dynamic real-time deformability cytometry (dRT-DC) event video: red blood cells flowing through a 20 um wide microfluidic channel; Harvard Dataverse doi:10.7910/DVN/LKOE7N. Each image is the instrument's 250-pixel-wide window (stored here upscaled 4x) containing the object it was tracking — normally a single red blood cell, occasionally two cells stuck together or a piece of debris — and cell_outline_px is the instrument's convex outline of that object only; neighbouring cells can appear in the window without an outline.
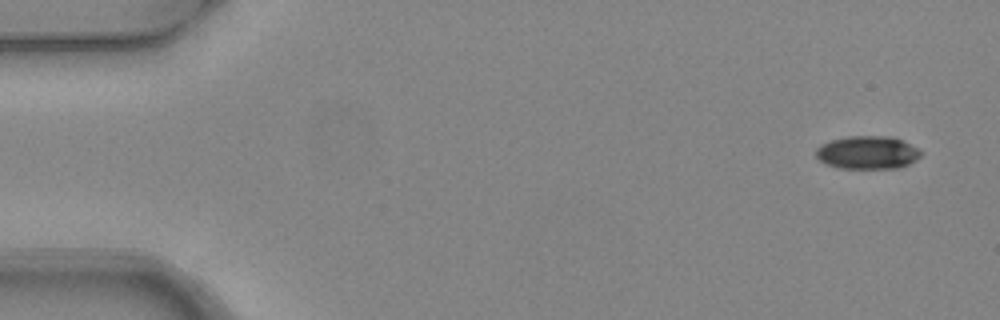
{"species": "common noctule bat (a hibernating species)", "species_latin": "Nyctalus noctula", "temperature_condition": "warm", "stored_images_in_passage": 3, "camera_frame_rate_fps": 3000, "um_per_image_px": 0.085, "animal": {"sex": "female", "body_mass_g": 24.6, "forearm_length_mm": 56.2}, "frame": {"image": 1, "passage_image": 1, "time_ms": 0.0, "image_size_px": [1000, 320], "cell_outline_px": [[924, 152], [916, 160], [900, 168], [840, 168], [828, 164], [820, 160], [816, 156], [816, 148], [820, 144], [832, 140], [848, 136], [892, 136]], "centroid_in_image_um": [73.74, 12.96], "position_along_channel_um": 11.3, "area_um2": 20.11}}